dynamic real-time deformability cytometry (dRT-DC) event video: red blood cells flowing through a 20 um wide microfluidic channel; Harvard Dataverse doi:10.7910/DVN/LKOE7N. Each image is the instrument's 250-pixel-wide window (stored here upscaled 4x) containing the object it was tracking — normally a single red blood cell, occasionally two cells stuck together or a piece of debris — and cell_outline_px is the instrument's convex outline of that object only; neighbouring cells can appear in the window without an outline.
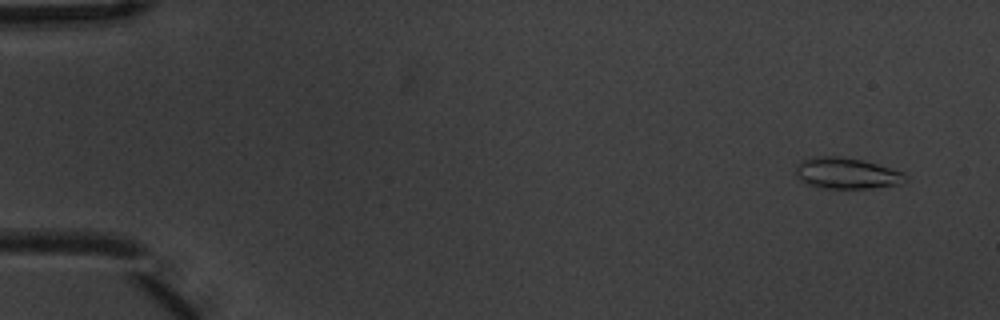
{"species": "common noctule bat (a hibernating species)", "species_latin": "Nyctalus noctula", "temperature_condition": "warm", "stored_images_in_passage": 5, "camera_frame_rate_fps": 3000, "um_per_image_px": 0.085, "animal": {"sex": "male", "body_mass_g": 20.1, "forearm_length_mm": 53.5}, "frame": {"image": 1, "passage_image": 2, "time_ms": 0.333, "image_size_px": [1000, 320], "cell_outline_px": [[908, 180], [900, 184], [872, 188], [820, 188], [804, 184], [796, 176], [796, 164], [800, 160], [808, 156], [840, 156], [864, 160], [904, 172], [908, 176]], "centroid_in_image_um": [71.93, 14.72], "position_along_channel_um": 13.1, "area_um2": 20.4}}
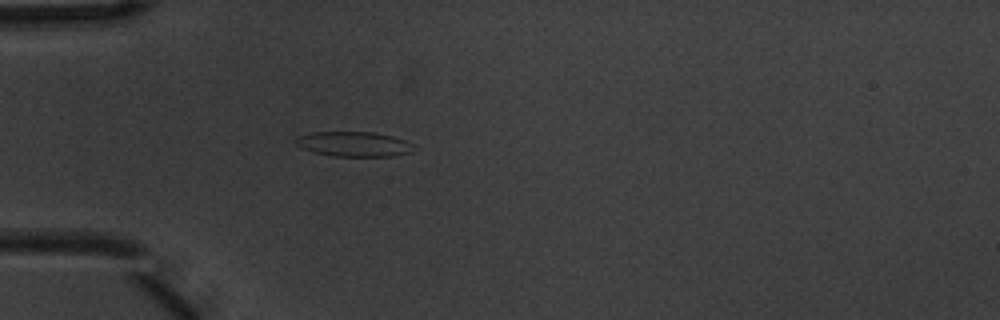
{"frame": {"image": 2, "passage_image": 5, "time_ms": 1.333, "image_size_px": [1000, 320], "cell_outline_px": [[416, 148], [412, 152], [392, 156], [332, 156], [312, 152], [300, 148], [296, 144], [296, 136], [312, 132], [376, 132], [392, 136], [404, 140], [412, 144]], "centroid_in_image_um": [30.06, 12.25], "position_along_channel_um": 54.9, "area_um2": 17.28}}